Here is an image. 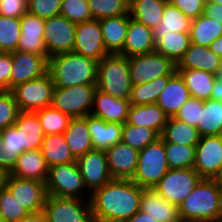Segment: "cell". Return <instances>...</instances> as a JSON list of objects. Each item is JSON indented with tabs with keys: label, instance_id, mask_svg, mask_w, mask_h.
<instances>
[{
	"label": "cell",
	"instance_id": "cell-22",
	"mask_svg": "<svg viewBox=\"0 0 222 222\" xmlns=\"http://www.w3.org/2000/svg\"><path fill=\"white\" fill-rule=\"evenodd\" d=\"M191 98V94L183 78L176 71L159 95L156 104L168 117H175L180 108Z\"/></svg>",
	"mask_w": 222,
	"mask_h": 222
},
{
	"label": "cell",
	"instance_id": "cell-14",
	"mask_svg": "<svg viewBox=\"0 0 222 222\" xmlns=\"http://www.w3.org/2000/svg\"><path fill=\"white\" fill-rule=\"evenodd\" d=\"M76 163L89 193L113 180L107 165L105 150L88 151L76 159Z\"/></svg>",
	"mask_w": 222,
	"mask_h": 222
},
{
	"label": "cell",
	"instance_id": "cell-46",
	"mask_svg": "<svg viewBox=\"0 0 222 222\" xmlns=\"http://www.w3.org/2000/svg\"><path fill=\"white\" fill-rule=\"evenodd\" d=\"M29 212L20 205L12 192L7 188L0 190V220L1 222H16L27 216Z\"/></svg>",
	"mask_w": 222,
	"mask_h": 222
},
{
	"label": "cell",
	"instance_id": "cell-7",
	"mask_svg": "<svg viewBox=\"0 0 222 222\" xmlns=\"http://www.w3.org/2000/svg\"><path fill=\"white\" fill-rule=\"evenodd\" d=\"M97 84L55 87L51 106L70 118H81L90 114Z\"/></svg>",
	"mask_w": 222,
	"mask_h": 222
},
{
	"label": "cell",
	"instance_id": "cell-15",
	"mask_svg": "<svg viewBox=\"0 0 222 222\" xmlns=\"http://www.w3.org/2000/svg\"><path fill=\"white\" fill-rule=\"evenodd\" d=\"M73 52L98 62L108 55L104 48L101 25L98 19L76 24Z\"/></svg>",
	"mask_w": 222,
	"mask_h": 222
},
{
	"label": "cell",
	"instance_id": "cell-23",
	"mask_svg": "<svg viewBox=\"0 0 222 222\" xmlns=\"http://www.w3.org/2000/svg\"><path fill=\"white\" fill-rule=\"evenodd\" d=\"M155 51V40L152 28L141 24L130 17L122 55L131 57Z\"/></svg>",
	"mask_w": 222,
	"mask_h": 222
},
{
	"label": "cell",
	"instance_id": "cell-12",
	"mask_svg": "<svg viewBox=\"0 0 222 222\" xmlns=\"http://www.w3.org/2000/svg\"><path fill=\"white\" fill-rule=\"evenodd\" d=\"M43 40L49 57L73 52L76 24L63 15L45 19Z\"/></svg>",
	"mask_w": 222,
	"mask_h": 222
},
{
	"label": "cell",
	"instance_id": "cell-18",
	"mask_svg": "<svg viewBox=\"0 0 222 222\" xmlns=\"http://www.w3.org/2000/svg\"><path fill=\"white\" fill-rule=\"evenodd\" d=\"M44 25L45 19L26 12L20 18L21 36L17 51L42 55L48 60L49 56L43 40Z\"/></svg>",
	"mask_w": 222,
	"mask_h": 222
},
{
	"label": "cell",
	"instance_id": "cell-51",
	"mask_svg": "<svg viewBox=\"0 0 222 222\" xmlns=\"http://www.w3.org/2000/svg\"><path fill=\"white\" fill-rule=\"evenodd\" d=\"M28 12L27 0H0V15L20 19Z\"/></svg>",
	"mask_w": 222,
	"mask_h": 222
},
{
	"label": "cell",
	"instance_id": "cell-39",
	"mask_svg": "<svg viewBox=\"0 0 222 222\" xmlns=\"http://www.w3.org/2000/svg\"><path fill=\"white\" fill-rule=\"evenodd\" d=\"M171 76H161L152 82L134 85L131 87L130 104L131 105H147L156 103L159 95L167 85Z\"/></svg>",
	"mask_w": 222,
	"mask_h": 222
},
{
	"label": "cell",
	"instance_id": "cell-62",
	"mask_svg": "<svg viewBox=\"0 0 222 222\" xmlns=\"http://www.w3.org/2000/svg\"><path fill=\"white\" fill-rule=\"evenodd\" d=\"M205 2L222 4V0H205Z\"/></svg>",
	"mask_w": 222,
	"mask_h": 222
},
{
	"label": "cell",
	"instance_id": "cell-50",
	"mask_svg": "<svg viewBox=\"0 0 222 222\" xmlns=\"http://www.w3.org/2000/svg\"><path fill=\"white\" fill-rule=\"evenodd\" d=\"M204 100L191 97L178 111L175 118L197 127L200 123L201 110Z\"/></svg>",
	"mask_w": 222,
	"mask_h": 222
},
{
	"label": "cell",
	"instance_id": "cell-47",
	"mask_svg": "<svg viewBox=\"0 0 222 222\" xmlns=\"http://www.w3.org/2000/svg\"><path fill=\"white\" fill-rule=\"evenodd\" d=\"M60 14L75 24L93 19L88 0H62Z\"/></svg>",
	"mask_w": 222,
	"mask_h": 222
},
{
	"label": "cell",
	"instance_id": "cell-24",
	"mask_svg": "<svg viewBox=\"0 0 222 222\" xmlns=\"http://www.w3.org/2000/svg\"><path fill=\"white\" fill-rule=\"evenodd\" d=\"M140 210L157 222H177L181 219L179 207L161 197L154 188H143Z\"/></svg>",
	"mask_w": 222,
	"mask_h": 222
},
{
	"label": "cell",
	"instance_id": "cell-60",
	"mask_svg": "<svg viewBox=\"0 0 222 222\" xmlns=\"http://www.w3.org/2000/svg\"><path fill=\"white\" fill-rule=\"evenodd\" d=\"M0 167H3L6 169V152L3 151L1 136H0Z\"/></svg>",
	"mask_w": 222,
	"mask_h": 222
},
{
	"label": "cell",
	"instance_id": "cell-11",
	"mask_svg": "<svg viewBox=\"0 0 222 222\" xmlns=\"http://www.w3.org/2000/svg\"><path fill=\"white\" fill-rule=\"evenodd\" d=\"M201 179L193 168L169 169L154 189L165 200L179 206Z\"/></svg>",
	"mask_w": 222,
	"mask_h": 222
},
{
	"label": "cell",
	"instance_id": "cell-6",
	"mask_svg": "<svg viewBox=\"0 0 222 222\" xmlns=\"http://www.w3.org/2000/svg\"><path fill=\"white\" fill-rule=\"evenodd\" d=\"M45 185L47 195L77 199H84L85 196L87 199L91 197V193H85L89 191L85 187L76 161L49 167Z\"/></svg>",
	"mask_w": 222,
	"mask_h": 222
},
{
	"label": "cell",
	"instance_id": "cell-28",
	"mask_svg": "<svg viewBox=\"0 0 222 222\" xmlns=\"http://www.w3.org/2000/svg\"><path fill=\"white\" fill-rule=\"evenodd\" d=\"M168 118L156 103L130 105L127 123L132 126L153 129L161 135Z\"/></svg>",
	"mask_w": 222,
	"mask_h": 222
},
{
	"label": "cell",
	"instance_id": "cell-2",
	"mask_svg": "<svg viewBox=\"0 0 222 222\" xmlns=\"http://www.w3.org/2000/svg\"><path fill=\"white\" fill-rule=\"evenodd\" d=\"M48 72L55 87L97 84L98 61L75 52L58 54L49 57Z\"/></svg>",
	"mask_w": 222,
	"mask_h": 222
},
{
	"label": "cell",
	"instance_id": "cell-21",
	"mask_svg": "<svg viewBox=\"0 0 222 222\" xmlns=\"http://www.w3.org/2000/svg\"><path fill=\"white\" fill-rule=\"evenodd\" d=\"M177 69H200L215 75H222V58L215 55L209 47L190 44Z\"/></svg>",
	"mask_w": 222,
	"mask_h": 222
},
{
	"label": "cell",
	"instance_id": "cell-5",
	"mask_svg": "<svg viewBox=\"0 0 222 222\" xmlns=\"http://www.w3.org/2000/svg\"><path fill=\"white\" fill-rule=\"evenodd\" d=\"M169 169L164 141L158 138L139 151L132 181L142 188H154Z\"/></svg>",
	"mask_w": 222,
	"mask_h": 222
},
{
	"label": "cell",
	"instance_id": "cell-26",
	"mask_svg": "<svg viewBox=\"0 0 222 222\" xmlns=\"http://www.w3.org/2000/svg\"><path fill=\"white\" fill-rule=\"evenodd\" d=\"M84 118L87 120L94 149L106 150L122 141L123 124L106 122L92 114Z\"/></svg>",
	"mask_w": 222,
	"mask_h": 222
},
{
	"label": "cell",
	"instance_id": "cell-48",
	"mask_svg": "<svg viewBox=\"0 0 222 222\" xmlns=\"http://www.w3.org/2000/svg\"><path fill=\"white\" fill-rule=\"evenodd\" d=\"M20 112L13 94L0 91V131L13 126Z\"/></svg>",
	"mask_w": 222,
	"mask_h": 222
},
{
	"label": "cell",
	"instance_id": "cell-13",
	"mask_svg": "<svg viewBox=\"0 0 222 222\" xmlns=\"http://www.w3.org/2000/svg\"><path fill=\"white\" fill-rule=\"evenodd\" d=\"M222 164V136H202L196 144L193 169L202 179H215Z\"/></svg>",
	"mask_w": 222,
	"mask_h": 222
},
{
	"label": "cell",
	"instance_id": "cell-58",
	"mask_svg": "<svg viewBox=\"0 0 222 222\" xmlns=\"http://www.w3.org/2000/svg\"><path fill=\"white\" fill-rule=\"evenodd\" d=\"M210 50L222 58V35L215 39L209 46Z\"/></svg>",
	"mask_w": 222,
	"mask_h": 222
},
{
	"label": "cell",
	"instance_id": "cell-45",
	"mask_svg": "<svg viewBox=\"0 0 222 222\" xmlns=\"http://www.w3.org/2000/svg\"><path fill=\"white\" fill-rule=\"evenodd\" d=\"M3 151L6 152V170L10 172L15 165L16 159L24 152L21 147L20 133L15 125L0 131Z\"/></svg>",
	"mask_w": 222,
	"mask_h": 222
},
{
	"label": "cell",
	"instance_id": "cell-1",
	"mask_svg": "<svg viewBox=\"0 0 222 222\" xmlns=\"http://www.w3.org/2000/svg\"><path fill=\"white\" fill-rule=\"evenodd\" d=\"M143 188L132 180L113 179L91 193L94 222H125L140 210Z\"/></svg>",
	"mask_w": 222,
	"mask_h": 222
},
{
	"label": "cell",
	"instance_id": "cell-49",
	"mask_svg": "<svg viewBox=\"0 0 222 222\" xmlns=\"http://www.w3.org/2000/svg\"><path fill=\"white\" fill-rule=\"evenodd\" d=\"M62 0H27L28 12L46 19L61 12Z\"/></svg>",
	"mask_w": 222,
	"mask_h": 222
},
{
	"label": "cell",
	"instance_id": "cell-38",
	"mask_svg": "<svg viewBox=\"0 0 222 222\" xmlns=\"http://www.w3.org/2000/svg\"><path fill=\"white\" fill-rule=\"evenodd\" d=\"M197 129L202 136L222 134V102L217 100H204L201 110L200 123Z\"/></svg>",
	"mask_w": 222,
	"mask_h": 222
},
{
	"label": "cell",
	"instance_id": "cell-19",
	"mask_svg": "<svg viewBox=\"0 0 222 222\" xmlns=\"http://www.w3.org/2000/svg\"><path fill=\"white\" fill-rule=\"evenodd\" d=\"M112 179L132 180L135 175L139 151L122 141L105 150Z\"/></svg>",
	"mask_w": 222,
	"mask_h": 222
},
{
	"label": "cell",
	"instance_id": "cell-3",
	"mask_svg": "<svg viewBox=\"0 0 222 222\" xmlns=\"http://www.w3.org/2000/svg\"><path fill=\"white\" fill-rule=\"evenodd\" d=\"M221 184L216 179H201L178 206L182 220L217 222L221 211Z\"/></svg>",
	"mask_w": 222,
	"mask_h": 222
},
{
	"label": "cell",
	"instance_id": "cell-44",
	"mask_svg": "<svg viewBox=\"0 0 222 222\" xmlns=\"http://www.w3.org/2000/svg\"><path fill=\"white\" fill-rule=\"evenodd\" d=\"M93 19L129 14L130 0H88Z\"/></svg>",
	"mask_w": 222,
	"mask_h": 222
},
{
	"label": "cell",
	"instance_id": "cell-35",
	"mask_svg": "<svg viewBox=\"0 0 222 222\" xmlns=\"http://www.w3.org/2000/svg\"><path fill=\"white\" fill-rule=\"evenodd\" d=\"M160 138L164 143L196 146L200 141L201 135L197 127L188 125L175 117H169Z\"/></svg>",
	"mask_w": 222,
	"mask_h": 222
},
{
	"label": "cell",
	"instance_id": "cell-63",
	"mask_svg": "<svg viewBox=\"0 0 222 222\" xmlns=\"http://www.w3.org/2000/svg\"><path fill=\"white\" fill-rule=\"evenodd\" d=\"M220 204H221L220 219H222V185H221V201H220Z\"/></svg>",
	"mask_w": 222,
	"mask_h": 222
},
{
	"label": "cell",
	"instance_id": "cell-4",
	"mask_svg": "<svg viewBox=\"0 0 222 222\" xmlns=\"http://www.w3.org/2000/svg\"><path fill=\"white\" fill-rule=\"evenodd\" d=\"M131 87L128 57L108 54L98 62V90L116 98L129 100Z\"/></svg>",
	"mask_w": 222,
	"mask_h": 222
},
{
	"label": "cell",
	"instance_id": "cell-36",
	"mask_svg": "<svg viewBox=\"0 0 222 222\" xmlns=\"http://www.w3.org/2000/svg\"><path fill=\"white\" fill-rule=\"evenodd\" d=\"M189 35L192 44L209 47L215 39L222 35V24L201 14L192 19Z\"/></svg>",
	"mask_w": 222,
	"mask_h": 222
},
{
	"label": "cell",
	"instance_id": "cell-16",
	"mask_svg": "<svg viewBox=\"0 0 222 222\" xmlns=\"http://www.w3.org/2000/svg\"><path fill=\"white\" fill-rule=\"evenodd\" d=\"M6 187L12 192L14 198L29 213L43 211L47 197L44 182L30 179H22L9 175Z\"/></svg>",
	"mask_w": 222,
	"mask_h": 222
},
{
	"label": "cell",
	"instance_id": "cell-57",
	"mask_svg": "<svg viewBox=\"0 0 222 222\" xmlns=\"http://www.w3.org/2000/svg\"><path fill=\"white\" fill-rule=\"evenodd\" d=\"M16 222H47L45 214L43 211L37 213H29L23 219Z\"/></svg>",
	"mask_w": 222,
	"mask_h": 222
},
{
	"label": "cell",
	"instance_id": "cell-32",
	"mask_svg": "<svg viewBox=\"0 0 222 222\" xmlns=\"http://www.w3.org/2000/svg\"><path fill=\"white\" fill-rule=\"evenodd\" d=\"M168 0H130L129 14L137 22L155 28L162 20Z\"/></svg>",
	"mask_w": 222,
	"mask_h": 222
},
{
	"label": "cell",
	"instance_id": "cell-29",
	"mask_svg": "<svg viewBox=\"0 0 222 222\" xmlns=\"http://www.w3.org/2000/svg\"><path fill=\"white\" fill-rule=\"evenodd\" d=\"M14 125L20 133L21 147L24 151L40 149L44 132L35 112H20Z\"/></svg>",
	"mask_w": 222,
	"mask_h": 222
},
{
	"label": "cell",
	"instance_id": "cell-17",
	"mask_svg": "<svg viewBox=\"0 0 222 222\" xmlns=\"http://www.w3.org/2000/svg\"><path fill=\"white\" fill-rule=\"evenodd\" d=\"M12 61L11 89L48 72V60L42 55L14 51L12 52Z\"/></svg>",
	"mask_w": 222,
	"mask_h": 222
},
{
	"label": "cell",
	"instance_id": "cell-33",
	"mask_svg": "<svg viewBox=\"0 0 222 222\" xmlns=\"http://www.w3.org/2000/svg\"><path fill=\"white\" fill-rule=\"evenodd\" d=\"M190 44L189 32L160 33V39L155 42V50L177 65Z\"/></svg>",
	"mask_w": 222,
	"mask_h": 222
},
{
	"label": "cell",
	"instance_id": "cell-40",
	"mask_svg": "<svg viewBox=\"0 0 222 222\" xmlns=\"http://www.w3.org/2000/svg\"><path fill=\"white\" fill-rule=\"evenodd\" d=\"M167 163L170 169L193 168L196 146L164 143Z\"/></svg>",
	"mask_w": 222,
	"mask_h": 222
},
{
	"label": "cell",
	"instance_id": "cell-64",
	"mask_svg": "<svg viewBox=\"0 0 222 222\" xmlns=\"http://www.w3.org/2000/svg\"><path fill=\"white\" fill-rule=\"evenodd\" d=\"M177 222H197V221H190V220H182V219H180V220L177 221Z\"/></svg>",
	"mask_w": 222,
	"mask_h": 222
},
{
	"label": "cell",
	"instance_id": "cell-53",
	"mask_svg": "<svg viewBox=\"0 0 222 222\" xmlns=\"http://www.w3.org/2000/svg\"><path fill=\"white\" fill-rule=\"evenodd\" d=\"M12 53L0 54V91L11 90Z\"/></svg>",
	"mask_w": 222,
	"mask_h": 222
},
{
	"label": "cell",
	"instance_id": "cell-43",
	"mask_svg": "<svg viewBox=\"0 0 222 222\" xmlns=\"http://www.w3.org/2000/svg\"><path fill=\"white\" fill-rule=\"evenodd\" d=\"M21 36L20 19L0 15V51H17Z\"/></svg>",
	"mask_w": 222,
	"mask_h": 222
},
{
	"label": "cell",
	"instance_id": "cell-55",
	"mask_svg": "<svg viewBox=\"0 0 222 222\" xmlns=\"http://www.w3.org/2000/svg\"><path fill=\"white\" fill-rule=\"evenodd\" d=\"M211 99L222 102V75H217L216 77L212 89Z\"/></svg>",
	"mask_w": 222,
	"mask_h": 222
},
{
	"label": "cell",
	"instance_id": "cell-30",
	"mask_svg": "<svg viewBox=\"0 0 222 222\" xmlns=\"http://www.w3.org/2000/svg\"><path fill=\"white\" fill-rule=\"evenodd\" d=\"M63 135L75 159L94 149L87 120L84 117L71 118Z\"/></svg>",
	"mask_w": 222,
	"mask_h": 222
},
{
	"label": "cell",
	"instance_id": "cell-25",
	"mask_svg": "<svg viewBox=\"0 0 222 222\" xmlns=\"http://www.w3.org/2000/svg\"><path fill=\"white\" fill-rule=\"evenodd\" d=\"M48 166L40 149L24 151L16 159L15 165L9 175L22 178L37 180L46 183L48 177Z\"/></svg>",
	"mask_w": 222,
	"mask_h": 222
},
{
	"label": "cell",
	"instance_id": "cell-59",
	"mask_svg": "<svg viewBox=\"0 0 222 222\" xmlns=\"http://www.w3.org/2000/svg\"><path fill=\"white\" fill-rule=\"evenodd\" d=\"M8 176L9 172L5 168L0 167V190L6 187Z\"/></svg>",
	"mask_w": 222,
	"mask_h": 222
},
{
	"label": "cell",
	"instance_id": "cell-42",
	"mask_svg": "<svg viewBox=\"0 0 222 222\" xmlns=\"http://www.w3.org/2000/svg\"><path fill=\"white\" fill-rule=\"evenodd\" d=\"M37 114L45 135L63 134L68 127L70 117L52 106L45 107Z\"/></svg>",
	"mask_w": 222,
	"mask_h": 222
},
{
	"label": "cell",
	"instance_id": "cell-20",
	"mask_svg": "<svg viewBox=\"0 0 222 222\" xmlns=\"http://www.w3.org/2000/svg\"><path fill=\"white\" fill-rule=\"evenodd\" d=\"M130 105L129 100L113 97L97 89L90 114L106 122L124 124L128 120Z\"/></svg>",
	"mask_w": 222,
	"mask_h": 222
},
{
	"label": "cell",
	"instance_id": "cell-54",
	"mask_svg": "<svg viewBox=\"0 0 222 222\" xmlns=\"http://www.w3.org/2000/svg\"><path fill=\"white\" fill-rule=\"evenodd\" d=\"M203 14L222 24V4L204 2Z\"/></svg>",
	"mask_w": 222,
	"mask_h": 222
},
{
	"label": "cell",
	"instance_id": "cell-9",
	"mask_svg": "<svg viewBox=\"0 0 222 222\" xmlns=\"http://www.w3.org/2000/svg\"><path fill=\"white\" fill-rule=\"evenodd\" d=\"M54 88L52 77L47 72L39 78L15 86L10 92L20 111L35 112L51 106Z\"/></svg>",
	"mask_w": 222,
	"mask_h": 222
},
{
	"label": "cell",
	"instance_id": "cell-10",
	"mask_svg": "<svg viewBox=\"0 0 222 222\" xmlns=\"http://www.w3.org/2000/svg\"><path fill=\"white\" fill-rule=\"evenodd\" d=\"M43 213L47 222H94L90 199L47 195Z\"/></svg>",
	"mask_w": 222,
	"mask_h": 222
},
{
	"label": "cell",
	"instance_id": "cell-41",
	"mask_svg": "<svg viewBox=\"0 0 222 222\" xmlns=\"http://www.w3.org/2000/svg\"><path fill=\"white\" fill-rule=\"evenodd\" d=\"M158 138H160V135L153 129L132 126L127 122L123 124L122 142L137 151H141L148 144L155 142Z\"/></svg>",
	"mask_w": 222,
	"mask_h": 222
},
{
	"label": "cell",
	"instance_id": "cell-8",
	"mask_svg": "<svg viewBox=\"0 0 222 222\" xmlns=\"http://www.w3.org/2000/svg\"><path fill=\"white\" fill-rule=\"evenodd\" d=\"M131 85L152 82L161 76H172L177 65L156 50L146 54L128 57Z\"/></svg>",
	"mask_w": 222,
	"mask_h": 222
},
{
	"label": "cell",
	"instance_id": "cell-31",
	"mask_svg": "<svg viewBox=\"0 0 222 222\" xmlns=\"http://www.w3.org/2000/svg\"><path fill=\"white\" fill-rule=\"evenodd\" d=\"M40 152L45 158L48 168L76 161L63 134L45 135Z\"/></svg>",
	"mask_w": 222,
	"mask_h": 222
},
{
	"label": "cell",
	"instance_id": "cell-61",
	"mask_svg": "<svg viewBox=\"0 0 222 222\" xmlns=\"http://www.w3.org/2000/svg\"><path fill=\"white\" fill-rule=\"evenodd\" d=\"M215 179L222 185V164L218 176Z\"/></svg>",
	"mask_w": 222,
	"mask_h": 222
},
{
	"label": "cell",
	"instance_id": "cell-34",
	"mask_svg": "<svg viewBox=\"0 0 222 222\" xmlns=\"http://www.w3.org/2000/svg\"><path fill=\"white\" fill-rule=\"evenodd\" d=\"M190 91L191 97L211 99L212 89L217 75L200 69H177Z\"/></svg>",
	"mask_w": 222,
	"mask_h": 222
},
{
	"label": "cell",
	"instance_id": "cell-56",
	"mask_svg": "<svg viewBox=\"0 0 222 222\" xmlns=\"http://www.w3.org/2000/svg\"><path fill=\"white\" fill-rule=\"evenodd\" d=\"M125 222H157V220L153 219L149 214L139 210Z\"/></svg>",
	"mask_w": 222,
	"mask_h": 222
},
{
	"label": "cell",
	"instance_id": "cell-52",
	"mask_svg": "<svg viewBox=\"0 0 222 222\" xmlns=\"http://www.w3.org/2000/svg\"><path fill=\"white\" fill-rule=\"evenodd\" d=\"M168 2L192 20L203 14L205 0H168Z\"/></svg>",
	"mask_w": 222,
	"mask_h": 222
},
{
	"label": "cell",
	"instance_id": "cell-37",
	"mask_svg": "<svg viewBox=\"0 0 222 222\" xmlns=\"http://www.w3.org/2000/svg\"><path fill=\"white\" fill-rule=\"evenodd\" d=\"M191 19L187 17L179 8L166 4L162 20L153 28V38L155 42L160 39V33L189 32Z\"/></svg>",
	"mask_w": 222,
	"mask_h": 222
},
{
	"label": "cell",
	"instance_id": "cell-27",
	"mask_svg": "<svg viewBox=\"0 0 222 222\" xmlns=\"http://www.w3.org/2000/svg\"><path fill=\"white\" fill-rule=\"evenodd\" d=\"M104 48L108 54H121L128 29L129 15L100 19Z\"/></svg>",
	"mask_w": 222,
	"mask_h": 222
}]
</instances>
